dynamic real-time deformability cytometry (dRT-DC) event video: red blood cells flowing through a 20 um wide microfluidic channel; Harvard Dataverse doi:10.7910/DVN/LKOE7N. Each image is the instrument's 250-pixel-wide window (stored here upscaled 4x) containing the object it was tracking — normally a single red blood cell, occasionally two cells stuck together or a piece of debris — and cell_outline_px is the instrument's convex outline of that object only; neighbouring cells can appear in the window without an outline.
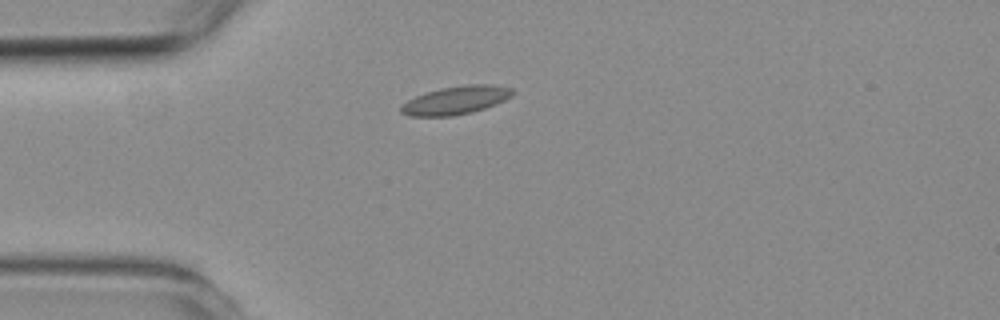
{"species": "common noctule bat (a hibernating species)", "species_latin": "Nyctalus noctula", "temperature_condition": "room temperature", "stored_images_in_passage": 3, "camera_frame_rate_fps": 3000, "um_per_image_px": 0.085, "animal": {"sex": "female", "body_mass_g": 19.3, "forearm_length_mm": 54.1}, "frame": {"image": 1, "passage_image": 3, "time_ms": 2.667, "image_size_px": [1000, 320], "cell_outline_px": [[512, 96], [496, 104], [472, 112], [452, 116], [412, 116], [400, 112], [400, 108], [408, 100], [416, 96], [440, 88], [468, 84], [492, 84], [512, 88]], "centroid_in_image_um": [38.76, 8.51], "position_along_channel_um": 46.2, "area_um2": 18.15}}